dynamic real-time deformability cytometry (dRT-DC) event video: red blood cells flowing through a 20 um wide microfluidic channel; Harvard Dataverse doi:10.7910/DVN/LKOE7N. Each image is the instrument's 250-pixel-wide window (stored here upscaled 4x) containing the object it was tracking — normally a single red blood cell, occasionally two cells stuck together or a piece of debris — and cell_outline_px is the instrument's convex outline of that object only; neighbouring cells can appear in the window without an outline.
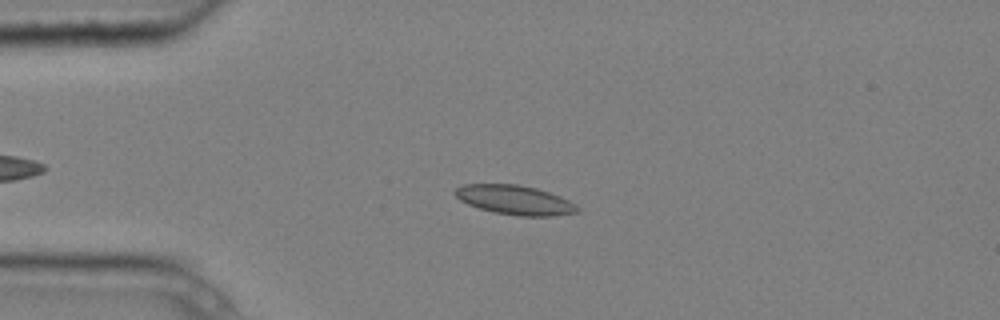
{"species": "common noctule bat (a hibernating species)", "species_latin": "Nyctalus noctula", "temperature_condition": "cold", "stored_images_in_passage": 8, "camera_frame_rate_fps": 3000, "um_per_image_px": 0.085, "animal": {"sex": "male", "body_mass_g": 20.4}, "frame": {"image": 1, "passage_image": 4, "time_ms": 1.0, "image_size_px": [1000, 320], "cell_outline_px": [[580, 212], [552, 216], [520, 216], [496, 212], [480, 208], [468, 204], [460, 200], [452, 192], [456, 188], [464, 184], [516, 184], [536, 188], [560, 196], [576, 204], [580, 208]], "centroid_in_image_um": [43.78, 16.99], "position_along_channel_um": 41.2, "area_um2": 20.87}}
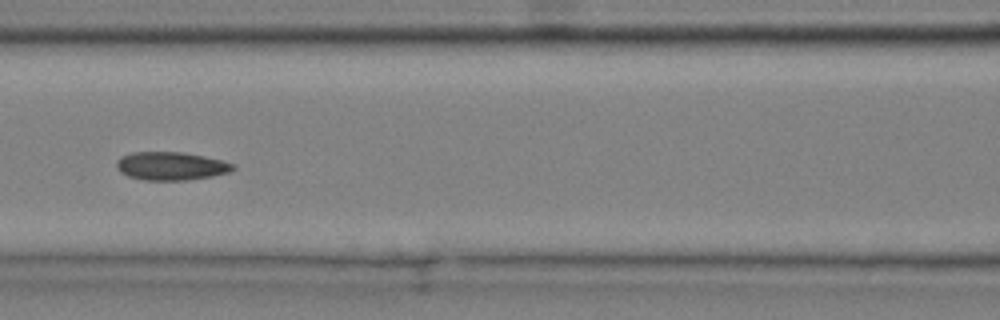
{"frame": {"image": 2, "passage_image": 7, "time_ms": 2.0, "image_size_px": [1000, 320], "cell_outline_px": [[236, 168], [228, 172], [212, 176], [188, 180], [144, 180], [128, 176], [120, 172], [116, 168], [116, 160], [120, 156], [132, 152], [184, 152], [204, 156], [236, 164]], "centroid_in_image_um": [14.51, 14.11], "position_along_channel_um": 152.1, "area_um2": 19.31}}
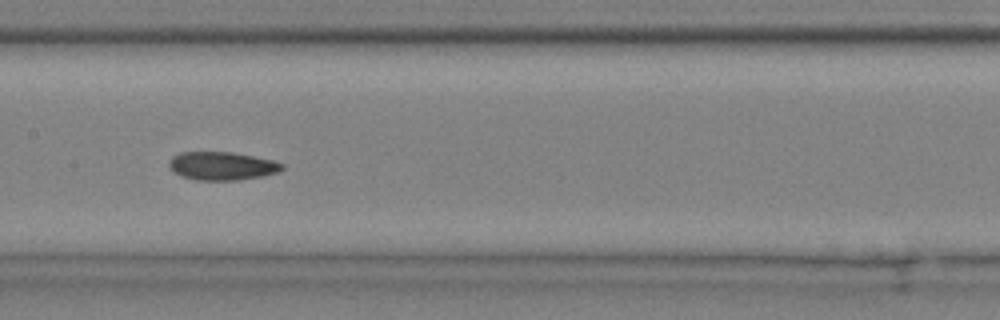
{"frame": {"image": 3, "passage_image": 8, "time_ms": 2.333, "image_size_px": [1000, 320], "cell_outline_px": [[284, 168], [276, 172], [260, 176], [236, 180], [196, 180], [184, 176], [176, 172], [168, 164], [168, 160], [172, 156], [180, 152], [232, 152], [272, 160], [284, 164]], "centroid_in_image_um": [18.85, 14.09], "position_along_channel_um": 188.5, "area_um2": 18.32}}